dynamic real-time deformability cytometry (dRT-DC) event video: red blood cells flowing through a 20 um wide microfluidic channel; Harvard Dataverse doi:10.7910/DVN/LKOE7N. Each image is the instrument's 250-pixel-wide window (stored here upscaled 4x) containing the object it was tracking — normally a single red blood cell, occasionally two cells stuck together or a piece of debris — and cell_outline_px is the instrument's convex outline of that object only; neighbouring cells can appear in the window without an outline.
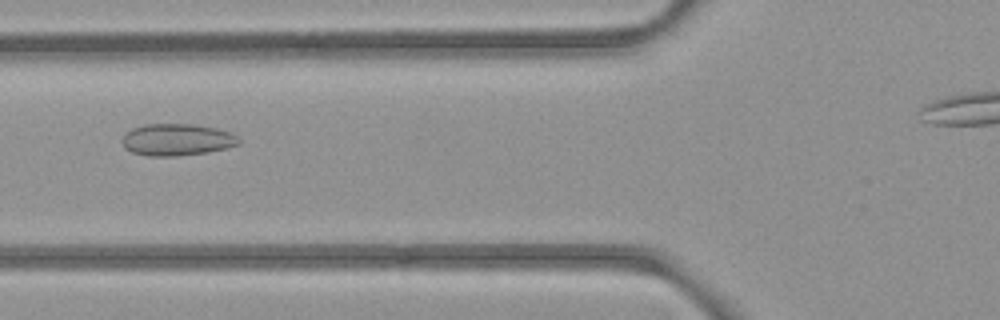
{"species": "common noctule bat (a hibernating species)", "species_latin": "Nyctalus noctula", "temperature_condition": "room temperature", "stored_images_in_passage": 42, "camera_frame_rate_fps": 3000, "um_per_image_px": 0.085, "animal": {"sex": "female", "body_mass_g": 21.9}, "frame": {"image": 1, "passage_image": 16, "time_ms": 5.0, "image_size_px": [1000, 320], "cell_outline_px": [[240, 144], [228, 148], [208, 152], [176, 156], [148, 156], [132, 152], [124, 148], [120, 140], [132, 128], [144, 124], [192, 124], [216, 128], [232, 132], [240, 140]], "centroid_in_image_um": [15.05, 11.88], "position_along_channel_um": 110.8, "area_um2": 21.85}}
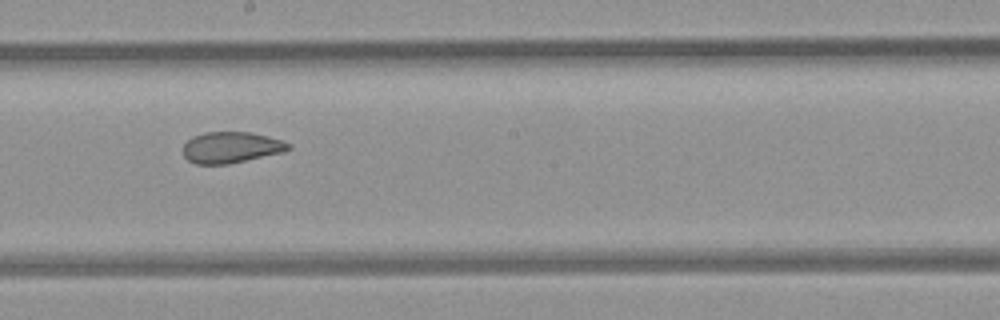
{"frame": {"image": 2, "passage_image": 25, "time_ms": 8.0, "image_size_px": [1000, 320], "cell_outline_px": [[292, 148], [284, 152], [228, 164], [196, 164], [188, 160], [184, 156], [184, 144], [192, 136], [204, 132], [252, 132], [284, 140], [292, 144]], "centroid_in_image_um": [19.69, 12.52], "position_along_channel_um": 228.5, "area_um2": 19.31}}
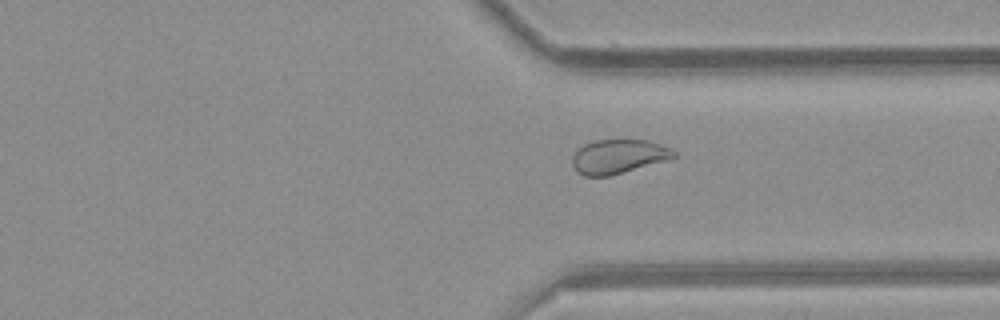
{"frame": {"image": 3, "passage_image": 35, "time_ms": 11.333, "image_size_px": [1000, 320], "cell_outline_px": [[676, 156], [668, 160], [608, 176], [584, 176], [576, 172], [572, 164], [572, 156], [584, 144], [596, 140], [648, 140], [672, 148], [676, 152]], "centroid_in_image_um": [52.57, 13.3], "position_along_channel_um": 358.8, "area_um2": 20.17}}